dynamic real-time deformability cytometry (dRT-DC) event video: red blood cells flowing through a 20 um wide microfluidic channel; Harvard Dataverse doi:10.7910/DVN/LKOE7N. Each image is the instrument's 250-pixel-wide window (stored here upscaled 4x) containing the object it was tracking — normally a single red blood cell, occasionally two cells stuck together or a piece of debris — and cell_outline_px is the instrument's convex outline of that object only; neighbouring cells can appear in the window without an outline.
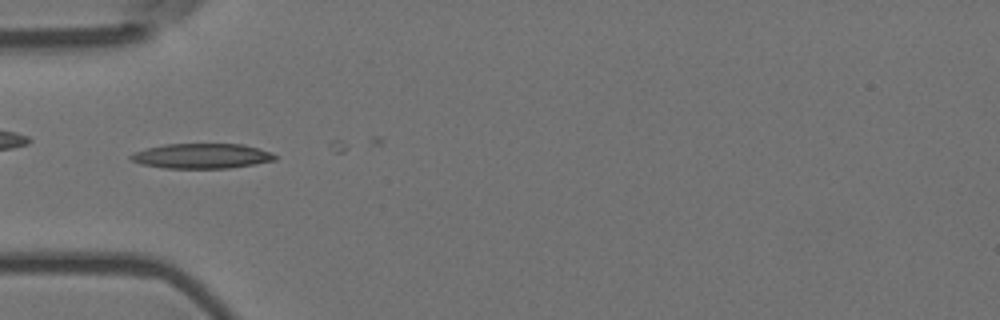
{"species": "Egyptian fruit bat (a non-hibernating species)", "species_latin": "Rousettus aegyptiacus", "temperature_condition": "room temperature", "stored_images_in_passage": 3, "camera_frame_rate_fps": 3000, "um_per_image_px": 0.085, "animal": {"sex": "female"}, "frame": {"image": 1, "passage_image": 2, "time_ms": 0.333, "image_size_px": [1000, 320], "cell_outline_px": [[280, 156], [276, 160], [228, 168], [164, 168], [140, 164], [132, 160], [128, 156], [132, 152], [164, 144], [244, 144], [272, 152]], "centroid_in_image_um": [17.16, 13.25], "position_along_channel_um": 67.8, "area_um2": 21.1}}
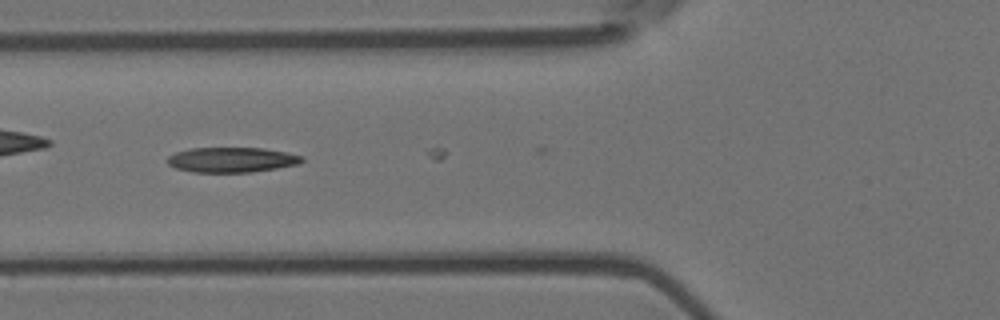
{"frame": {"image": 2, "passage_image": 3, "time_ms": 0.667, "image_size_px": [1000, 320], "cell_outline_px": [[304, 160], [296, 164], [276, 168], [252, 172], [192, 172], [176, 168], [168, 164], [168, 156], [176, 152], [192, 148], [264, 148], [304, 156]], "centroid_in_image_um": [19.69, 13.58], "position_along_channel_um": 106.1, "area_um2": 19.48}}